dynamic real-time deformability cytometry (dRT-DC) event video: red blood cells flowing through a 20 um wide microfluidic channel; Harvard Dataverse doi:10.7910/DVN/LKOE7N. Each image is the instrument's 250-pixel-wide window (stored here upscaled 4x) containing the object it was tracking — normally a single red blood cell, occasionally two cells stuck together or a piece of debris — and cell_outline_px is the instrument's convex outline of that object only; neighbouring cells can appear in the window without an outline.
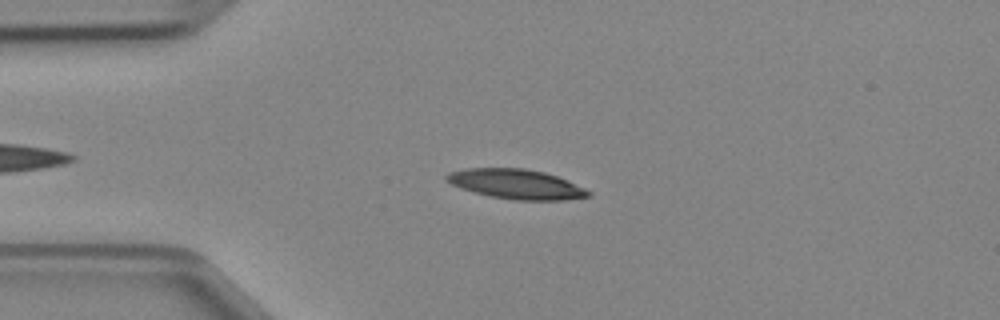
{"species": "Egyptian fruit bat (a non-hibernating species)", "species_latin": "Rousettus aegyptiacus", "temperature_condition": "cold", "stored_images_in_passage": 39, "camera_frame_rate_fps": 3000, "um_per_image_px": 0.085, "animal": {"sex": "female"}, "frame": {"image": 1, "passage_image": 9, "time_ms": 2.667, "image_size_px": [1000, 320], "cell_outline_px": [[592, 196], [564, 200], [512, 200], [492, 196], [460, 188], [444, 180], [444, 176], [448, 172], [464, 168], [524, 168], [544, 172], [556, 176], [584, 188], [592, 192]], "centroid_in_image_um": [43.85, 15.64], "position_along_channel_um": 41.1, "area_um2": 24.51}}
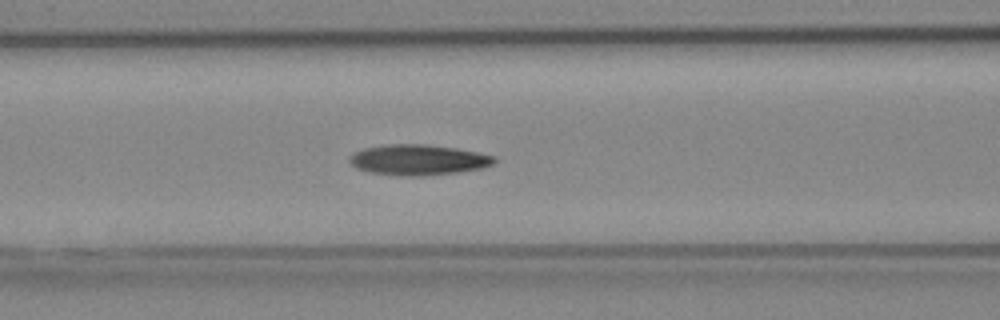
{"frame": {"image": 2, "passage_image": 17, "time_ms": 5.333, "image_size_px": [1000, 320], "cell_outline_px": [[496, 160], [492, 164], [480, 168], [456, 172], [420, 176], [404, 176], [372, 172], [356, 168], [348, 160], [348, 156], [352, 152], [364, 148], [384, 144], [428, 144], [456, 148], [496, 156]], "centroid_in_image_um": [35.5, 13.57], "position_along_channel_um": 131.1, "area_um2": 25.72}}
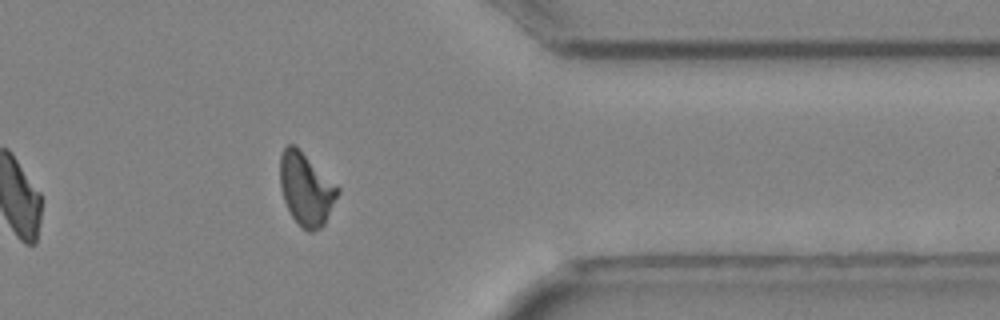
{"frame": {"image": 3, "passage_image": 36, "time_ms": 11.667, "image_size_px": [1000, 320], "cell_outline_px": [[340, 192], [324, 224], [320, 228], [312, 232], [308, 232], [292, 216], [284, 200], [280, 184], [280, 156], [284, 148], [288, 144], [292, 144], [336, 184], [340, 188]], "centroid_in_image_um": [26.02, 16.09], "position_along_channel_um": 385.4, "area_um2": 23.76}}